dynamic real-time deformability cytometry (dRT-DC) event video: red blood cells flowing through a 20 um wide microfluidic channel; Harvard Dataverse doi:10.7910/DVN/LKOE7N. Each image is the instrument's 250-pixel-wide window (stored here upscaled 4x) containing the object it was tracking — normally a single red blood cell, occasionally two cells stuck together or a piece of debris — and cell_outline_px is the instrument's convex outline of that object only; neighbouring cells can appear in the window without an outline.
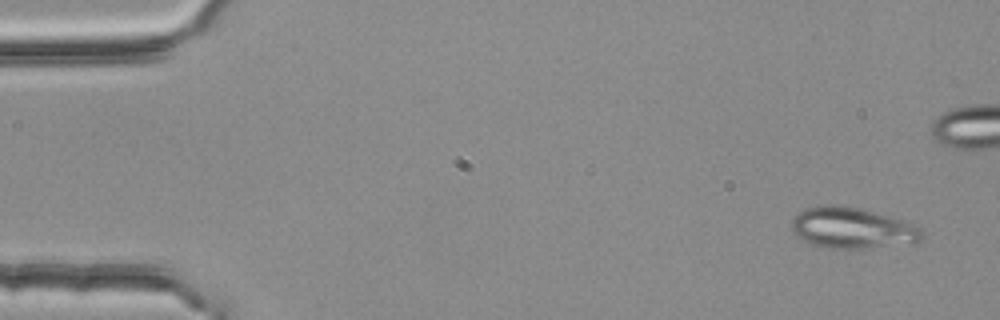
{"species": "common noctule bat (a hibernating species)", "species_latin": "Nyctalus noctula", "temperature_condition": "room temperature", "stored_images_in_passage": 6, "camera_frame_rate_fps": 3000, "um_per_image_px": 0.085, "animal": {"sex": "female", "body_mass_g": 25.1}, "frame": {"image": 1, "passage_image": 1, "time_ms": 0.0, "image_size_px": [1000, 320], "cell_outline_px": [[924, 236], [920, 240], [912, 244], [864, 248], [828, 248], [812, 244], [804, 240], [792, 232], [792, 220], [804, 208], [828, 204], [836, 204], [860, 208], [904, 220], [920, 228]], "centroid_in_image_um": [72.46, 19.38], "position_along_channel_um": 12.5, "area_um2": 31.15}}